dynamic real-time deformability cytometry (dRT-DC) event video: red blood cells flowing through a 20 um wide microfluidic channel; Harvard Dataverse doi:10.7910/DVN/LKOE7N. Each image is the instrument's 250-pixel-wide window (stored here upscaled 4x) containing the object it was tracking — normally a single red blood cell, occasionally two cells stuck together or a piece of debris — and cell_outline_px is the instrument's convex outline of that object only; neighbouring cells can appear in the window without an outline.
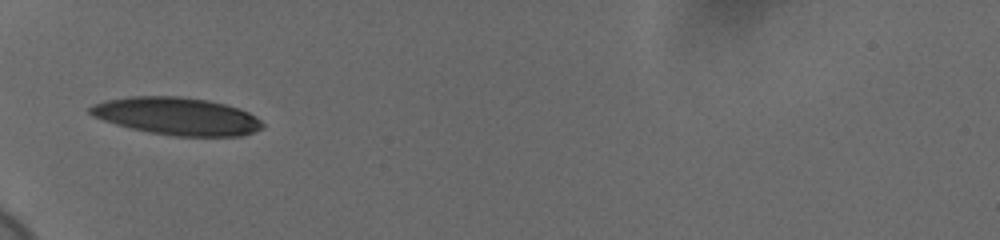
{"species": "human", "species_latin": "Homo sapiens", "temperature_condition": "cold", "stored_images_in_passage": 36, "camera_frame_rate_fps": 3000, "um_per_image_px": 0.085, "donor": {"sex": "female"}, "frame": {"image": 1, "passage_image": 1, "time_ms": 0.0, "image_size_px": [1000, 240], "cell_outline_px": [[264, 128], [240, 136], [176, 136], [152, 132], [132, 128], [116, 124], [92, 116], [88, 112], [88, 108], [92, 104], [104, 100], [128, 96], [176, 96], [208, 100], [224, 104], [248, 112], [256, 116], [264, 124]], "centroid_in_image_um": [15.02, 9.86], "position_along_channel_um": 70.0, "area_um2": 37.57}}
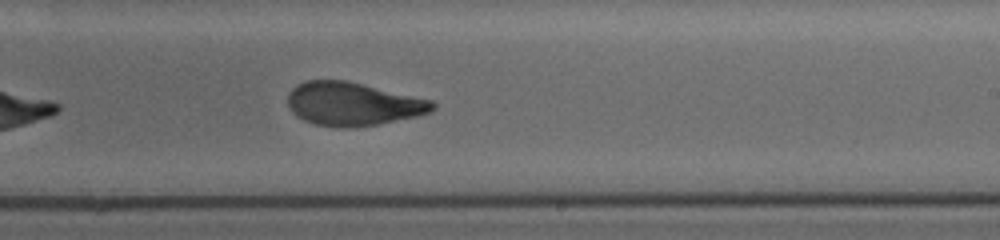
{"frame": {"image": 2, "passage_image": 17, "time_ms": 5.333, "image_size_px": [1000, 240], "cell_outline_px": [[436, 108], [420, 116], [376, 124], [348, 128], [340, 128], [316, 124], [304, 120], [296, 116], [292, 112], [288, 104], [288, 92], [296, 84], [308, 80], [344, 80], [432, 100], [436, 104]], "centroid_in_image_um": [29.97, 8.84], "position_along_channel_um": 259.0, "area_um2": 36.47}}
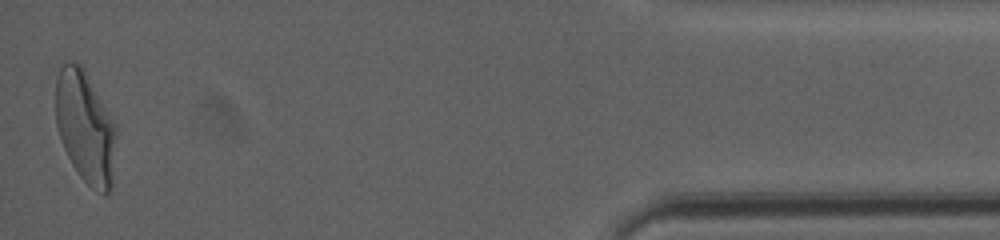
{"frame": {"image": 3, "passage_image": 36, "time_ms": 11.667, "image_size_px": [1000, 240], "cell_outline_px": [[116, 132], [112, 188], [104, 196], [96, 192], [80, 176], [72, 164], [64, 148], [56, 124], [56, 76], [60, 68], [64, 64], [72, 60], [80, 64], [84, 68], [116, 124]], "centroid_in_image_um": [7.26, 10.81], "position_along_channel_um": 427.9, "area_um2": 39.65}, "authors_computed_cell_mechanics": {"area_um2": 37.1943, "velocity_mm_per_s": 3.675, "shape_relaxation_time_tau1_ms": 4.5906, "shape_relaxation_time_tau2_ms": 1.7505, "deformation_change_tau1": 0.1946, "deformation_change_tau2": 0.0713}}